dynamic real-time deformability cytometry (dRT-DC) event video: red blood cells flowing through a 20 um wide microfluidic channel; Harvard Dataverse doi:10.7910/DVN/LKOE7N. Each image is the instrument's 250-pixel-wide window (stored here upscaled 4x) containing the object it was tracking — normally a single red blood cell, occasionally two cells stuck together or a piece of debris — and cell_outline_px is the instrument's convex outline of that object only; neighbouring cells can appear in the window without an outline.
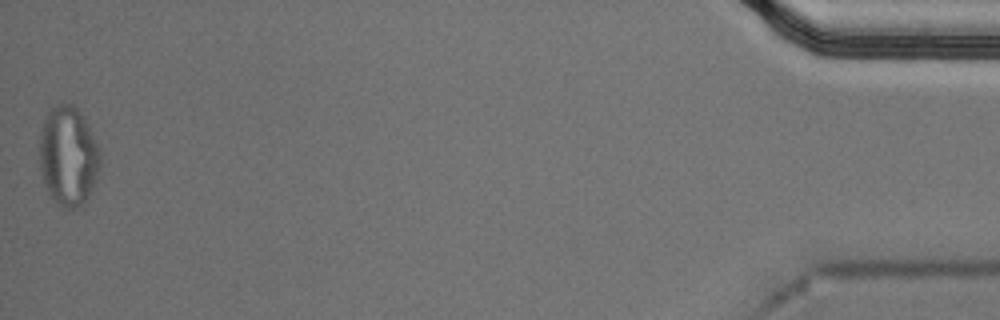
{"species": "Egyptian fruit bat (a non-hibernating species)", "species_latin": "Rousettus aegyptiacus", "temperature_condition": "cold", "stored_images_in_passage": 46, "segment_of_instrument_passage": [2, 2], "camera_frame_rate_fps": 3000, "um_per_image_px": 0.085, "animal": {"sex": "male"}, "frame": {"image": 1, "passage_image": 46, "time_ms": 15.0, "image_size_px": [1000, 320], "cell_outline_px": [[100, 176], [84, 204], [76, 208], [60, 208], [52, 200], [44, 184], [40, 168], [36, 140], [44, 120], [48, 112], [52, 108], [60, 104], [72, 104], [84, 116], [100, 152]], "centroid_in_image_um": [5.78, 13.31], "position_along_channel_um": 429.4, "area_um2": 36.13}}